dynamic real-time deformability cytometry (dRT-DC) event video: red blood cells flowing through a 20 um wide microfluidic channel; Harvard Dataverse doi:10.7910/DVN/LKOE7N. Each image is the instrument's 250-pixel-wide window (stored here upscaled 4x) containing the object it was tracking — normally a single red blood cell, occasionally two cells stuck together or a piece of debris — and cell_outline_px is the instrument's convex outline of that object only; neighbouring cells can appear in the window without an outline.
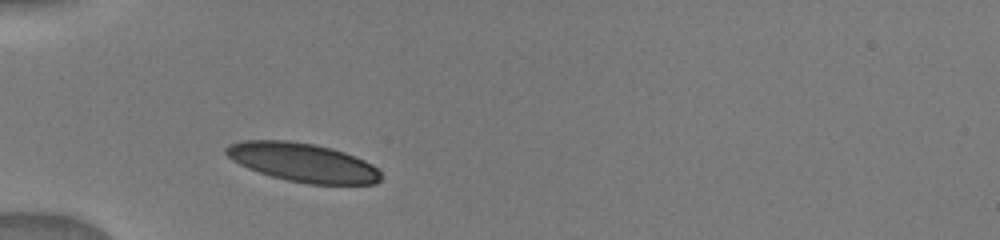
{"species": "human", "species_latin": "Homo sapiens", "temperature_condition": "warm", "stored_images_in_passage": 59, "camera_frame_rate_fps": 3000, "um_per_image_px": 0.085, "donor": {"sex": "male"}, "frame": {"image": 1, "passage_image": 1, "time_ms": 0.0, "image_size_px": [1000, 240], "cell_outline_px": [[384, 176], [376, 184], [308, 184], [288, 180], [272, 176], [248, 168], [232, 160], [224, 152], [224, 148], [228, 144], [244, 140], [288, 140], [312, 144], [332, 148], [344, 152], [364, 160], [372, 164]], "centroid_in_image_um": [25.74, 13.8], "position_along_channel_um": 59.3, "area_um2": 34.97}}
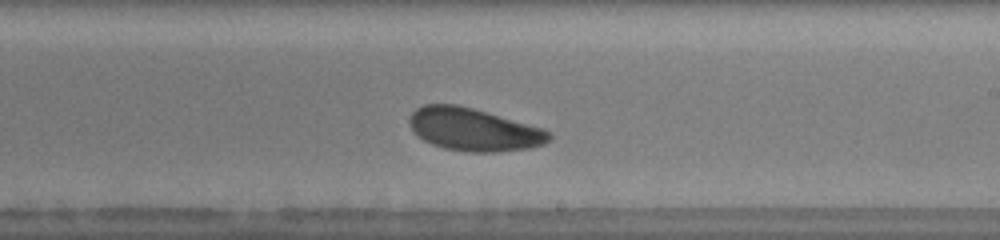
{"frame": {"image": 2, "passage_image": 31, "time_ms": 5.0, "image_size_px": [1000, 240], "cell_outline_px": [[552, 136], [544, 144], [532, 148], [496, 152], [464, 152], [444, 148], [432, 144], [424, 140], [408, 124], [408, 120], [412, 112], [416, 108], [424, 104], [456, 104], [472, 108], [544, 128], [552, 132]], "centroid_in_image_um": [40.29, 11.01], "position_along_channel_um": 248.7, "area_um2": 34.85}}
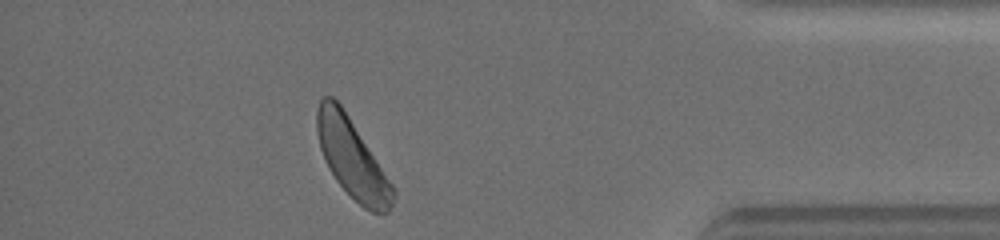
{"frame": {"image": 3, "passage_image": 50, "time_ms": 9.667, "image_size_px": [1000, 240], "cell_outline_px": [[396, 196], [388, 212], [372, 212], [364, 208], [336, 180], [328, 168], [324, 160], [320, 148], [316, 132], [316, 112], [320, 100], [324, 96], [332, 96], [340, 104], [396, 188]], "centroid_in_image_um": [29.93, 13.46], "position_along_channel_um": 405.3, "area_um2": 34.68}}